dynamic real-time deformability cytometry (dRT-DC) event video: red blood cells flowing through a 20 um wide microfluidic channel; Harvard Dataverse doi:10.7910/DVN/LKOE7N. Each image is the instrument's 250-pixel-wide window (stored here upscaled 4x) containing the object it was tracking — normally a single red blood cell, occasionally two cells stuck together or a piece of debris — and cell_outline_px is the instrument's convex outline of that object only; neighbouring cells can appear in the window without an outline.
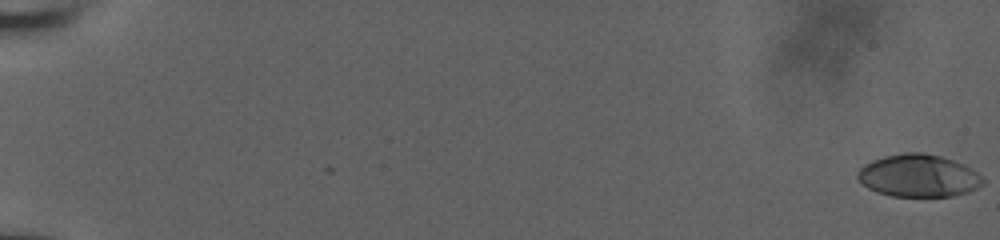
{"species": "human", "species_latin": "Homo sapiens", "temperature_condition": "room temperature", "stored_images_in_passage": 16, "camera_frame_rate_fps": 3000, "um_per_image_px": 0.085, "donor": {"sex": "male"}, "frame": {"image": 1, "passage_image": 1, "time_ms": 0.0, "image_size_px": [1000, 240], "cell_outline_px": [[984, 184], [968, 192], [952, 196], [892, 196], [876, 192], [868, 188], [856, 176], [856, 172], [864, 164], [872, 160], [884, 156], [904, 152], [924, 152], [940, 156], [964, 164], [976, 172], [984, 180]], "centroid_in_image_um": [78.05, 14.93], "position_along_channel_um": 6.9, "area_um2": 31.04}}
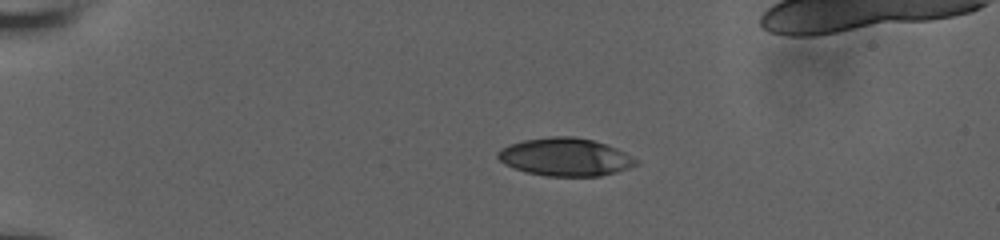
{"frame": {"image": 2, "passage_image": 10, "time_ms": 3.0, "image_size_px": [1000, 240], "cell_outline_px": [[640, 164], [616, 172], [600, 176], [548, 176], [524, 172], [504, 164], [496, 156], [496, 152], [500, 148], [508, 144], [524, 140], [548, 136], [576, 136], [592, 140], [616, 148], [640, 160]], "centroid_in_image_um": [48.03, 13.34], "position_along_channel_um": 37.0, "area_um2": 30.81}}
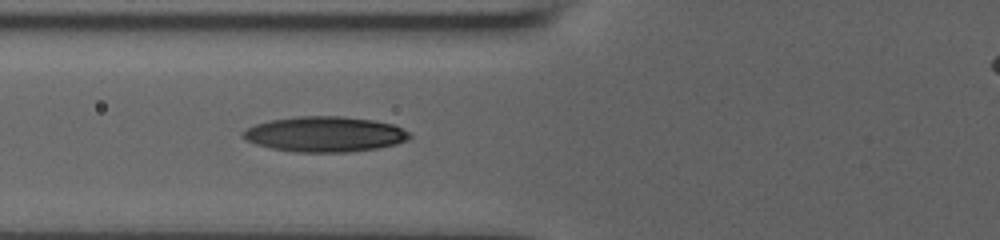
{"frame": {"image": 3, "passage_image": 16, "time_ms": 5.0, "image_size_px": [1000, 240], "cell_outline_px": [[412, 136], [408, 140], [396, 144], [380, 148], [348, 152], [292, 152], [272, 148], [256, 144], [240, 136], [240, 132], [256, 124], [272, 120], [296, 116], [344, 116], [372, 120], [392, 124], [408, 132]], "centroid_in_image_um": [27.61, 11.41], "position_along_channel_um": 98.2, "area_um2": 34.33}}